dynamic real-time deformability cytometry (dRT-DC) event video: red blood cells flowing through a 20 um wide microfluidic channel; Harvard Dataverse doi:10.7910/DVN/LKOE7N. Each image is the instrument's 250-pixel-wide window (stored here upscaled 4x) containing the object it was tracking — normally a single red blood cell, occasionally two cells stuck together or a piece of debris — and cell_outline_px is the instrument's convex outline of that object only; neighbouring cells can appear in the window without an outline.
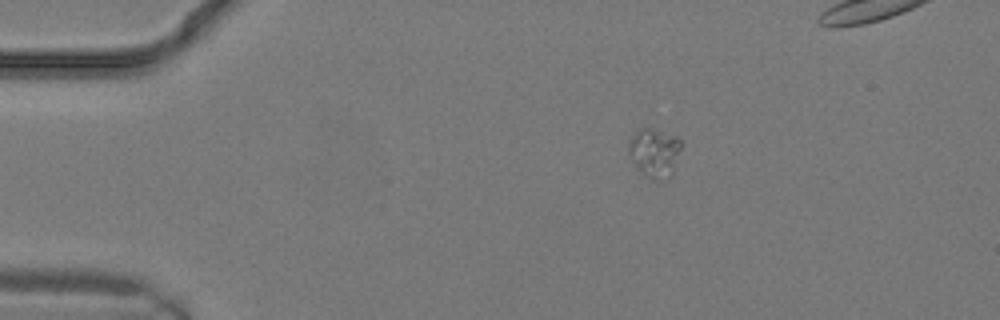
{"species": "common noctule bat (a hibernating species)", "species_latin": "Nyctalus noctula", "temperature_condition": "warm", "stored_images_in_passage": 11, "camera_frame_rate_fps": 3000, "um_per_image_px": 0.085, "animal": {"sex": "male", "body_mass_g": 19.2, "forearm_length_mm": 51.8}, "frame": {"image": 1, "passage_image": 1, "time_ms": 0.0, "image_size_px": [1000, 320], "cell_outline_px": [[684, 144], [672, 172], [668, 180], [660, 184], [652, 180], [636, 168], [628, 152], [628, 140], [640, 128], [652, 128], [676, 136]], "centroid_in_image_um": [55.65, 13.01], "position_along_channel_um": 29.3, "area_um2": 15.49}}
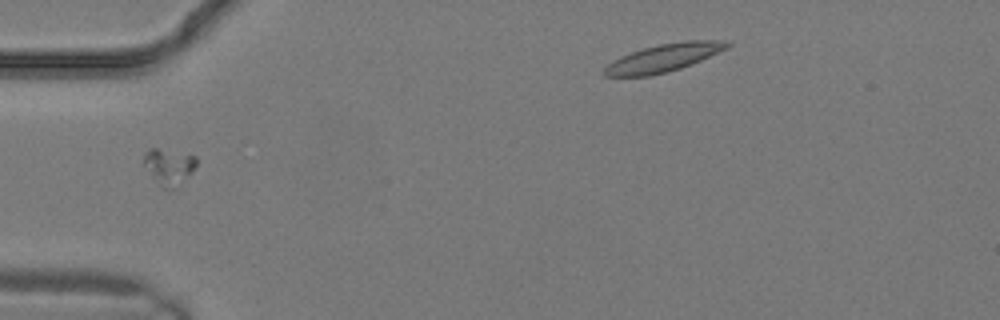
{"frame": {"image": 2, "passage_image": 5, "time_ms": 1.333, "image_size_px": [1000, 320], "cell_outline_px": [[196, 164], [192, 172], [176, 188], [164, 188], [152, 176], [144, 164], [144, 152], [148, 148], [156, 148], [196, 156]], "centroid_in_image_um": [14.36, 14.14], "position_along_channel_um": 70.6, "area_um2": 10.75}}